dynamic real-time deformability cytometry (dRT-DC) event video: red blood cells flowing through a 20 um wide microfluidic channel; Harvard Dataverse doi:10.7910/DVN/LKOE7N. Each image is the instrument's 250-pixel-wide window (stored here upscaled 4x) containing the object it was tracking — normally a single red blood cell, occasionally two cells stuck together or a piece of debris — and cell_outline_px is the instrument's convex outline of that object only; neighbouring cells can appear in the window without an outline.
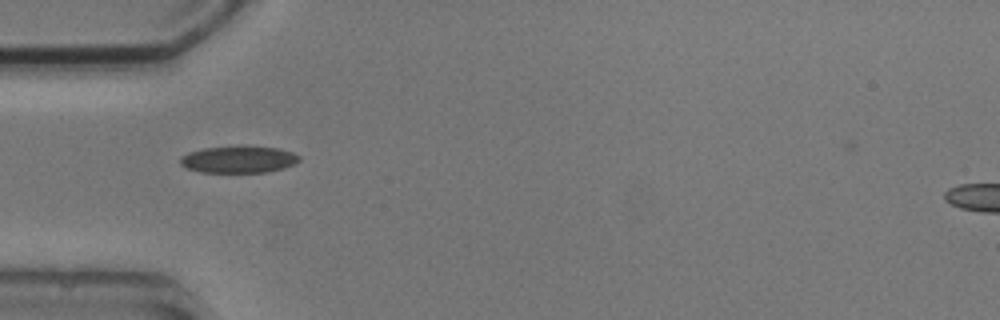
{"species": "common noctule bat (a hibernating species)", "species_latin": "Nyctalus noctula", "temperature_condition": "cold", "stored_images_in_passage": 7, "camera_frame_rate_fps": 3000, "um_per_image_px": 0.085, "animal": {"sex": "male", "body_mass_g": 20.5, "forearm_length_mm": 52.5}, "frame": {"image": 1, "passage_image": 1, "time_ms": 0.0, "image_size_px": [1000, 320], "cell_outline_px": [[300, 160], [284, 168], [264, 172], [200, 172], [188, 168], [180, 164], [180, 156], [188, 152], [204, 148], [236, 144], [248, 144], [280, 148], [292, 152], [300, 156]], "centroid_in_image_um": [20.28, 13.5], "position_along_channel_um": 64.7, "area_um2": 19.25}}